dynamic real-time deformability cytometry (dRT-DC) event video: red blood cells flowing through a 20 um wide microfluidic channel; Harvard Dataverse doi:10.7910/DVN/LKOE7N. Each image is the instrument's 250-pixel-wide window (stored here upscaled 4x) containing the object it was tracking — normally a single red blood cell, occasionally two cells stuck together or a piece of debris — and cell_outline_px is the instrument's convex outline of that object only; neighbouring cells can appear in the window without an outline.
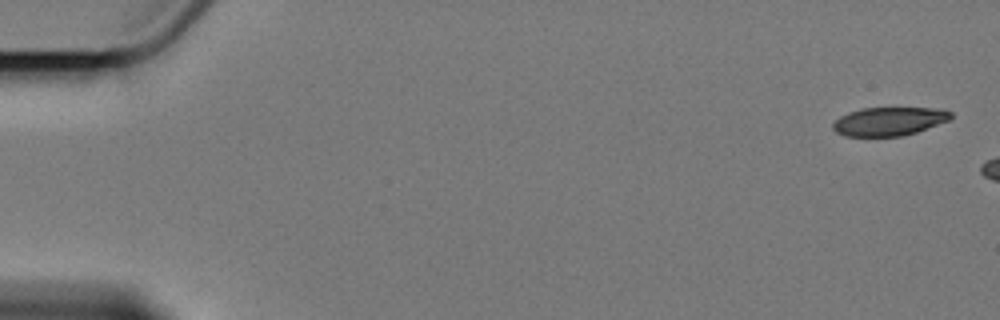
{"species": "Egyptian fruit bat (a non-hibernating species)", "species_latin": "Rousettus aegyptiacus", "temperature_condition": "cold", "stored_images_in_passage": 3, "camera_frame_rate_fps": 3000, "um_per_image_px": 0.085, "animal": {"sex": "female"}, "frame": {"image": 1, "passage_image": 1, "time_ms": 0.0, "image_size_px": [1000, 320], "cell_outline_px": [[952, 116], [948, 120], [916, 132], [900, 136], [844, 136], [836, 132], [832, 128], [832, 124], [840, 116], [848, 112], [860, 108], [932, 108], [952, 112]], "centroid_in_image_um": [75.51, 10.31], "position_along_channel_um": 9.5, "area_um2": 19.42}}